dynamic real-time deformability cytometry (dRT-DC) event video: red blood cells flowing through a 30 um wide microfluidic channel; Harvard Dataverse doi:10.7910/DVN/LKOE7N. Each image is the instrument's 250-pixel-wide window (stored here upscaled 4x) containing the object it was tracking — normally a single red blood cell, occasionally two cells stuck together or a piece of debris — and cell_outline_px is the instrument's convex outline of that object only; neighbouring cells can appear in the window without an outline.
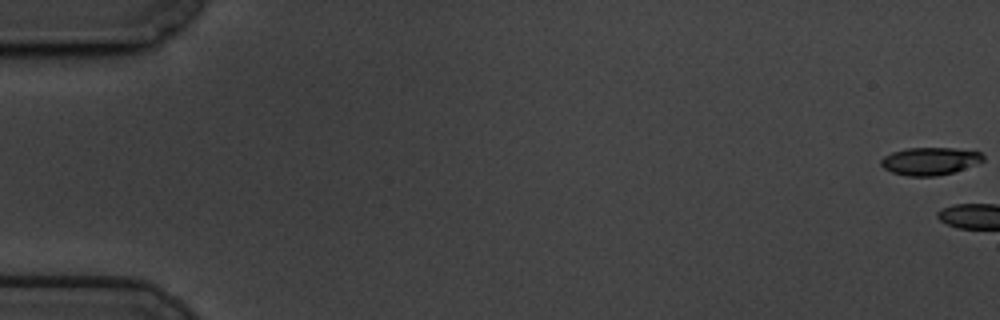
{"species": "common noctule bat (a hibernating species)", "species_latin": "Nyctalus noctula", "temperature_condition": "cold", "stored_images_in_passage": 4, "camera_frame_rate_fps": 3000, "um_per_image_px": 0.085, "animal": {"sex": "male", "body_mass_g": 19.5, "forearm_length_mm": 54.6}, "frame": {"image": 1, "passage_image": 1, "time_ms": 0.0, "image_size_px": [1000, 320], "cell_outline_px": [[984, 160], [964, 168], [952, 172], [936, 176], [908, 176], [892, 172], [884, 168], [880, 164], [880, 160], [884, 156], [892, 152], [908, 148], [956, 148], [980, 152], [984, 156]], "centroid_in_image_um": [79.02, 13.69], "position_along_channel_um": 6.0, "area_um2": 16.3}}